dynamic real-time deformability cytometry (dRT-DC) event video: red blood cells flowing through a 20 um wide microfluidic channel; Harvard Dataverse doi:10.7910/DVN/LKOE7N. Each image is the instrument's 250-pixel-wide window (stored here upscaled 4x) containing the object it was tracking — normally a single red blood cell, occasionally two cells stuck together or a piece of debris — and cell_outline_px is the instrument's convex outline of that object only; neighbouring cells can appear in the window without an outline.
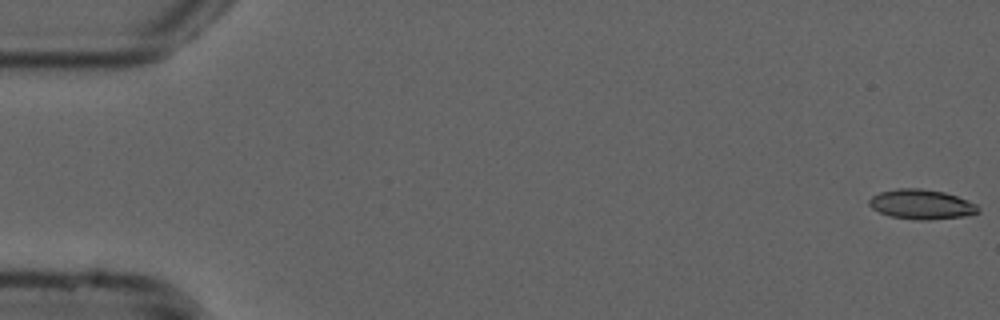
{"species": "common noctule bat (a hibernating species)", "species_latin": "Nyctalus noctula", "temperature_condition": "cold", "stored_images_in_passage": 54, "camera_frame_rate_fps": 3000, "um_per_image_px": 0.085, "animal": {"sex": "male", "forearm_length_mm": 52.5}, "frame": {"image": 1, "passage_image": 1, "time_ms": 0.0, "image_size_px": [1000, 320], "cell_outline_px": [[980, 212], [964, 216], [928, 220], [920, 220], [892, 216], [880, 212], [872, 208], [868, 204], [868, 200], [872, 196], [880, 192], [896, 188], [920, 188], [944, 192], [968, 200], [976, 204], [980, 208]], "centroid_in_image_um": [78.33, 17.36], "position_along_channel_um": 6.7, "area_um2": 18.84}}
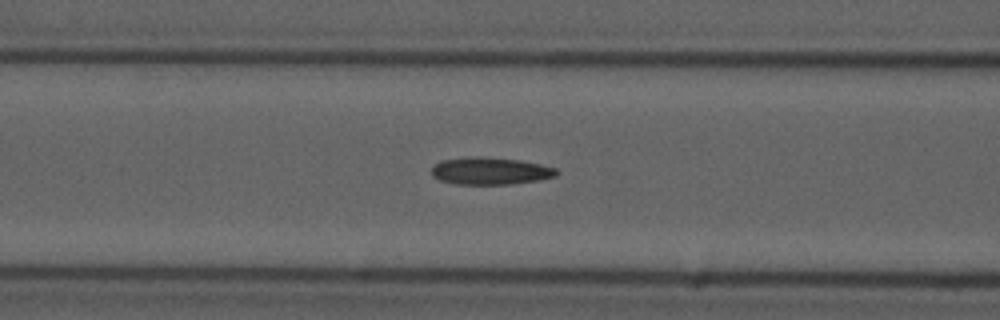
{"frame": {"image": 2, "passage_image": 22, "time_ms": 7.0, "image_size_px": [1000, 320], "cell_outline_px": [[560, 172], [556, 176], [540, 180], [512, 184], [456, 184], [440, 180], [432, 176], [432, 164], [440, 160], [464, 156], [480, 156], [520, 160], [540, 164], [556, 168]], "centroid_in_image_um": [41.65, 14.52], "position_along_channel_um": 124.9, "area_um2": 20.23}}
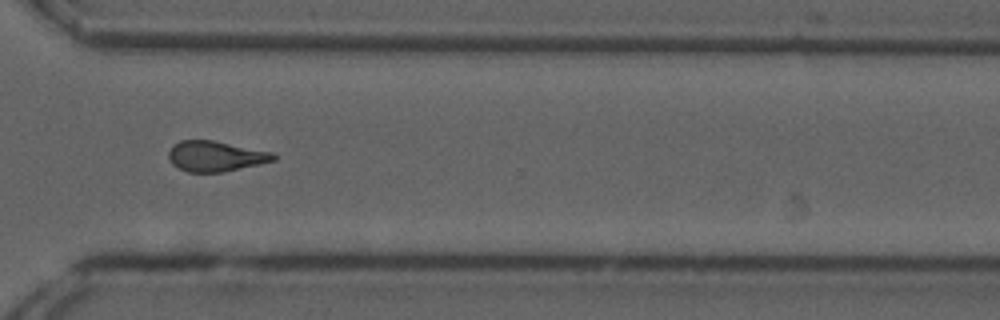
{"frame": {"image": 3, "passage_image": 40, "time_ms": 13.0, "image_size_px": [1000, 320], "cell_outline_px": [[276, 160], [260, 164], [220, 172], [188, 172], [172, 164], [168, 156], [168, 152], [172, 144], [180, 140], [212, 140], [272, 152], [276, 156]], "centroid_in_image_um": [18.3, 13.27], "position_along_channel_um": 352.3, "area_um2": 18.5}, "authors_computed_cell_mechanics": {"area_um2": 18.9584, "velocity_mm_per_s": 3.796, "shape_relaxation_time_tau1_ms": 11.2836, "shape_relaxation_time_tau2_ms": 3.8576, "deformation_change_tau1": 0.2587, "deformation_change_tau2": 0.1345}}